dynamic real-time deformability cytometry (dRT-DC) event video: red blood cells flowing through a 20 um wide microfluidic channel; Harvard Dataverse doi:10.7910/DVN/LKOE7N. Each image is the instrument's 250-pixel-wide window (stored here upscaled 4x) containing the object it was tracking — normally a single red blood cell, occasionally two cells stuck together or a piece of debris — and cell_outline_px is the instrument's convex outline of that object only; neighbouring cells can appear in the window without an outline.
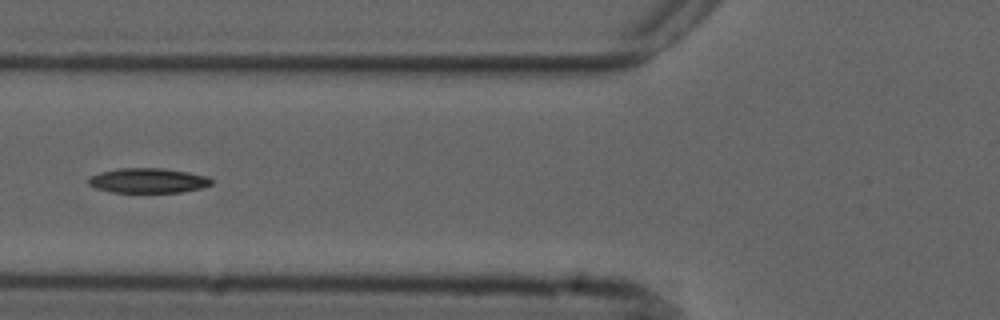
{"species": "common noctule bat (a hibernating species)", "species_latin": "Nyctalus noctula", "temperature_condition": "cold", "stored_images_in_passage": 8, "camera_frame_rate_fps": 3000, "um_per_image_px": 0.085, "animal": {"sex": "male", "forearm_length_mm": 52.5}, "frame": {"image": 1, "passage_image": 6, "time_ms": 6.0, "image_size_px": [1000, 320], "cell_outline_px": [[212, 184], [200, 188], [180, 192], [112, 192], [96, 188], [88, 184], [88, 176], [100, 172], [120, 168], [164, 168], [188, 172], [208, 176], [212, 180]], "centroid_in_image_um": [12.56, 15.34], "position_along_channel_um": 113.2, "area_um2": 17.8}}
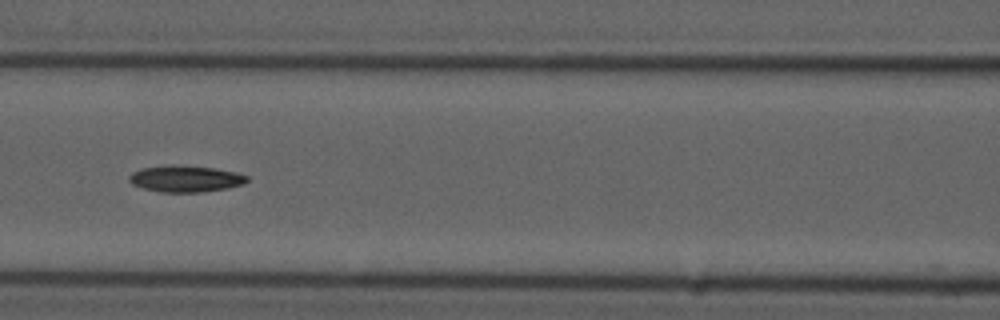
{"frame": {"image": 2, "passage_image": 7, "time_ms": 7.0, "image_size_px": [1000, 320], "cell_outline_px": [[248, 180], [244, 184], [224, 188], [200, 192], [160, 192], [144, 188], [132, 184], [128, 180], [128, 176], [132, 172], [144, 168], [172, 164], [216, 168], [236, 172], [248, 176]], "centroid_in_image_um": [15.76, 15.18], "position_along_channel_um": 150.8, "area_um2": 18.15}}
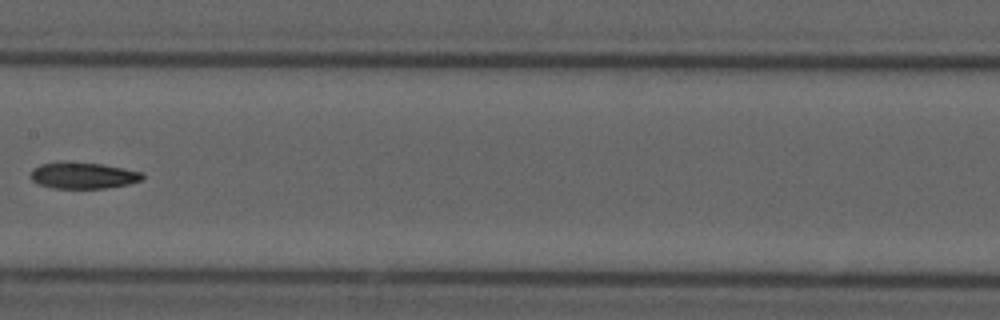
{"frame": {"image": 3, "passage_image": 8, "time_ms": 8.333, "image_size_px": [1000, 320], "cell_outline_px": [[144, 180], [128, 184], [104, 188], [52, 188], [40, 184], [32, 180], [32, 168], [40, 164], [64, 160], [104, 164], [144, 172]], "centroid_in_image_um": [7.09, 14.89], "position_along_channel_um": 200.3, "area_um2": 17.51}}